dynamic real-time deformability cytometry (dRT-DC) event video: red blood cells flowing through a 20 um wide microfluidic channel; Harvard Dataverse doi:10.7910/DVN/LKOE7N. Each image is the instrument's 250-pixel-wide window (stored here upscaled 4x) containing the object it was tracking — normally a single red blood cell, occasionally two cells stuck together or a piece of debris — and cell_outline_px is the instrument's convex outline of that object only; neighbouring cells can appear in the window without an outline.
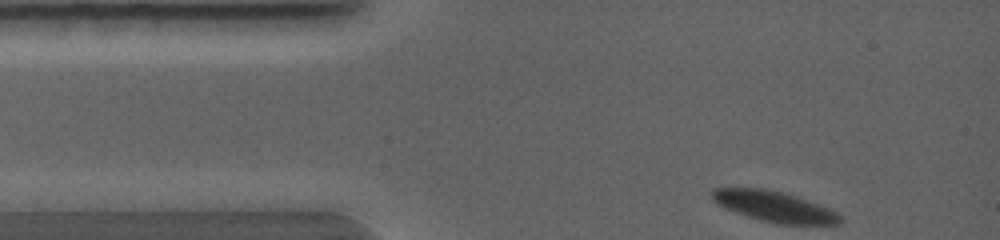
{"species": "common noctule bat (a hibernating species)", "species_latin": "Nyctalus noctula", "temperature_condition": "warm", "stored_images_in_passage": 17, "camera_frame_rate_fps": 5000, "um_per_image_px": 0.085, "animal": {"sex": "female", "body_mass_g": 19.0, "forearm_length_mm": 56.7}, "frame": {"image": 1, "passage_image": 1, "time_ms": 0.0, "image_size_px": [1000, 240], "cell_outline_px": [[844, 220], [840, 224], [780, 224], [760, 220], [724, 208], [716, 204], [712, 200], [712, 188], [764, 188], [784, 192], [796, 196], [828, 208], [836, 212]], "centroid_in_image_um": [65.8, 17.55], "position_along_channel_um": 19.2, "area_um2": 22.77}}
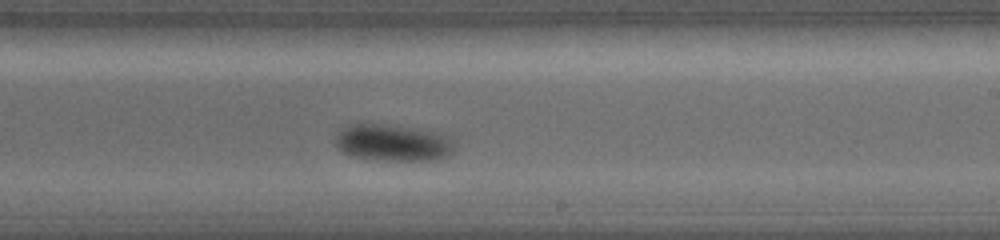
{"frame": {"image": 2, "passage_image": 11, "time_ms": 4.4, "image_size_px": [1000, 240], "cell_outline_px": [[456, 148], [448, 156], [436, 160], [384, 160], [352, 156], [336, 148], [336, 132], [340, 128], [348, 124], [368, 120], [440, 132]], "centroid_in_image_um": [33.31, 12.07], "position_along_channel_um": 255.7, "area_um2": 26.3}}
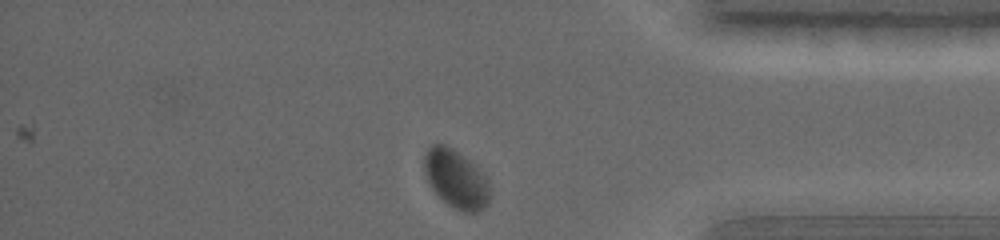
{"frame": {"image": 3, "passage_image": 17, "time_ms": 6.8, "image_size_px": [1000, 240], "cell_outline_px": [[488, 204], [484, 208], [476, 212], [464, 212], [448, 204], [428, 184], [424, 172], [424, 156], [428, 148], [432, 144], [444, 144], [452, 148], [476, 164], [488, 180]], "centroid_in_image_um": [38.75, 15.18], "position_along_channel_um": 396.5, "area_um2": 22.2}}